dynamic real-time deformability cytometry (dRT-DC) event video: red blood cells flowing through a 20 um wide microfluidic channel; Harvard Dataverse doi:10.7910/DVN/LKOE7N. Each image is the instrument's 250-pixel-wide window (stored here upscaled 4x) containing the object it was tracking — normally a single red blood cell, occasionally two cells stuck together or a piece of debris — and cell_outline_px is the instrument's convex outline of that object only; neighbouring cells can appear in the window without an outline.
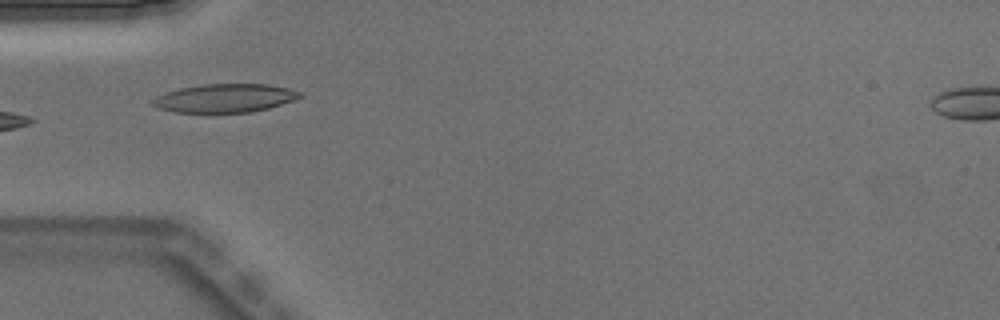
{"species": "Egyptian fruit bat (a non-hibernating species)", "species_latin": "Rousettus aegyptiacus", "temperature_condition": "warm", "stored_images_in_passage": 3, "camera_frame_rate_fps": 3000, "um_per_image_px": 0.085, "animal": {"sex": "male"}, "frame": {"image": 1, "passage_image": 3, "time_ms": 0.667, "image_size_px": [1000, 320], "cell_outline_px": [[300, 96], [292, 100], [268, 108], [252, 112], [176, 112], [156, 108], [148, 100], [164, 92], [180, 88], [204, 84], [268, 84], [288, 88], [300, 92]], "centroid_in_image_um": [19.02, 8.34], "position_along_channel_um": 66.0, "area_um2": 24.33}}